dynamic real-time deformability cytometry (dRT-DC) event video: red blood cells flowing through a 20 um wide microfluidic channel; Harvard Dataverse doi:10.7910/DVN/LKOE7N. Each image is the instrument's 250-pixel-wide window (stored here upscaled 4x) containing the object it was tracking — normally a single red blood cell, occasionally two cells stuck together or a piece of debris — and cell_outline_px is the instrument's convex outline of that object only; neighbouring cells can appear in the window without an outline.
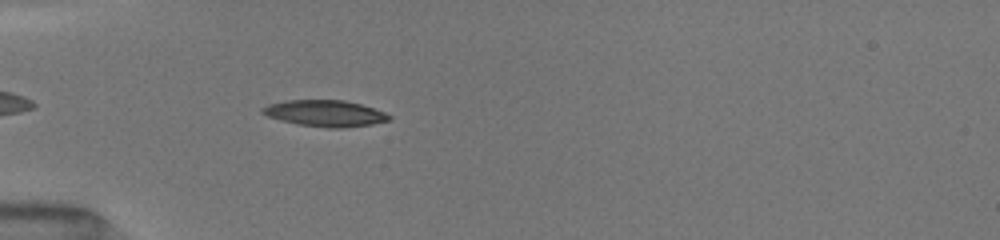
{"species": "common noctule bat (a hibernating species)", "species_latin": "Nyctalus noctula", "temperature_condition": "room temperature", "stored_images_in_passage": 21, "camera_frame_rate_fps": 3000, "um_per_image_px": 0.085, "animal": {"sex": "female", "body_mass_g": 19.5, "forearm_length_mm": 54.1}, "frame": {"image": 1, "passage_image": 2, "time_ms": 0.667, "image_size_px": [1000, 240], "cell_outline_px": [[392, 120], [372, 124], [340, 128], [328, 128], [296, 124], [280, 120], [268, 116], [260, 112], [260, 108], [268, 104], [288, 100], [344, 100], [360, 104], [384, 112], [392, 116]], "centroid_in_image_um": [27.62, 9.63], "position_along_channel_um": 57.4, "area_um2": 19.48}}
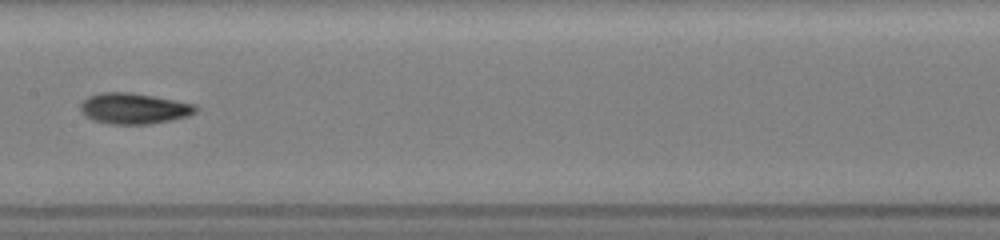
{"frame": {"image": 2, "passage_image": 9, "time_ms": 4.333, "image_size_px": [1000, 240], "cell_outline_px": [[196, 112], [188, 116], [172, 120], [152, 124], [108, 124], [92, 120], [80, 112], [80, 104], [88, 96], [100, 92], [132, 92], [196, 104]], "centroid_in_image_um": [11.36, 9.22], "position_along_channel_um": 196.0, "area_um2": 20.92}}
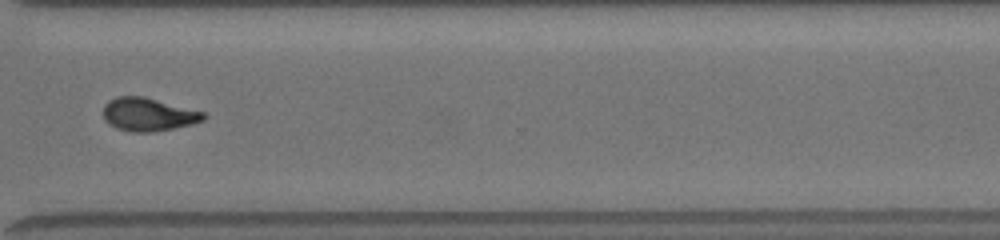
{"frame": {"image": 3, "passage_image": 17, "time_ms": 8.333, "image_size_px": [1000, 240], "cell_outline_px": [[208, 116], [204, 120], [192, 124], [152, 132], [132, 132], [116, 128], [108, 124], [104, 120], [104, 104], [108, 100], [116, 96], [144, 96], [204, 112]], "centroid_in_image_um": [12.59, 9.72], "position_along_channel_um": 358.0, "area_um2": 19.48}, "authors_computed_cell_mechanics": {"area_um2": 19.5942, "velocity_mm_per_s": 4.057, "shape_relaxation_time_tau1_ms": 2.9576, "shape_relaxation_time_tau2_ms": 3.9709, "deformation_change_tau1": 0.1496, "deformation_change_tau2": 0.1139}}